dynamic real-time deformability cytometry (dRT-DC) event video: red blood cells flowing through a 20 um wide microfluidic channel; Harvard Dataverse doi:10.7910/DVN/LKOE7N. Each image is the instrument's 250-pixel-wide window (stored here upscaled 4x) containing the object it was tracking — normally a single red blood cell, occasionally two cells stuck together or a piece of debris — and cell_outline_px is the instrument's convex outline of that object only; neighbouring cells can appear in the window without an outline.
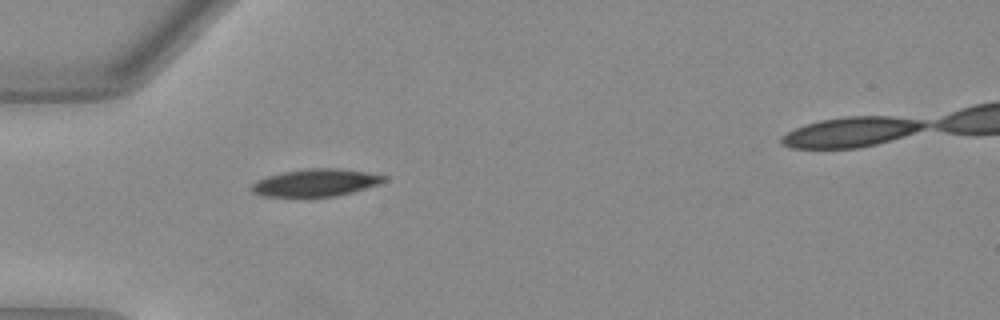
{"species": "Egyptian fruit bat (a non-hibernating species)", "species_latin": "Rousettus aegyptiacus", "temperature_condition": "warm", "stored_images_in_passage": 30, "camera_frame_rate_fps": 3000, "um_per_image_px": 0.085, "animal": {"sex": "female"}, "frame": {"image": 1, "passage_image": 1, "time_ms": 0.0, "image_size_px": [1000, 320], "cell_outline_px": [[388, 180], [352, 192], [336, 196], [260, 196], [252, 192], [252, 184], [256, 180], [268, 176], [284, 172], [308, 168], [340, 168], [388, 176]], "centroid_in_image_um": [26.83, 15.52], "position_along_channel_um": 58.2, "area_um2": 20.87}}
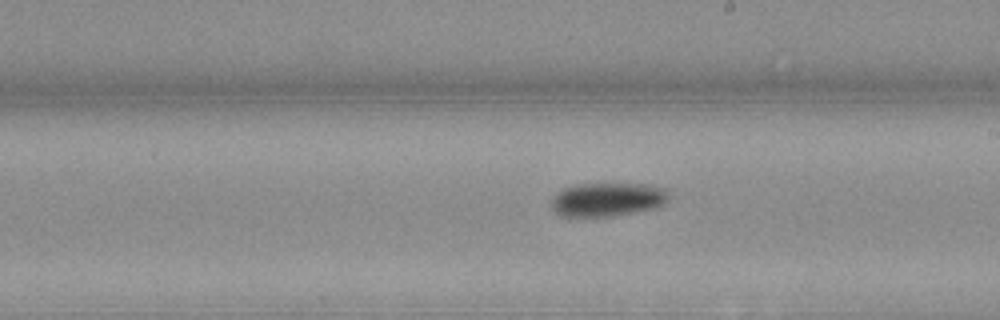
{"frame": {"image": 2, "passage_image": 15, "time_ms": 4.667, "image_size_px": [1000, 320], "cell_outline_px": [[668, 200], [664, 204], [652, 208], [612, 216], [560, 216], [552, 208], [552, 196], [564, 188], [576, 184], [652, 184], [668, 188]], "centroid_in_image_um": [51.65, 16.94], "position_along_channel_um": 237.3, "area_um2": 23.06}}
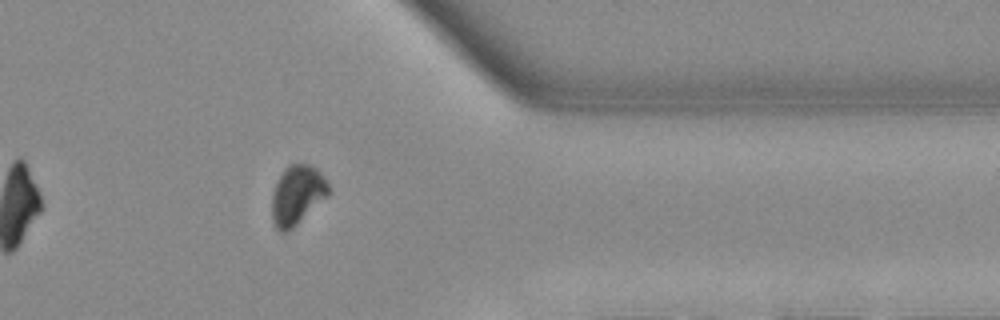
{"frame": {"image": 3, "passage_image": 27, "time_ms": 8.667, "image_size_px": [1000, 320], "cell_outline_px": [[328, 196], [288, 232], [280, 232], [272, 224], [272, 192], [284, 168], [288, 164], [308, 164], [316, 168], [324, 176], [328, 184]], "centroid_in_image_um": [25.24, 16.59], "position_along_channel_um": 386.2, "area_um2": 19.59}, "authors_computed_cell_mechanics": {"area_um2": 22.0796, "velocity_mm_per_s": 3.9984, "shape_relaxation_time_tau1_ms": 2.9173, "shape_relaxation_time_tau2_ms": null, "deformation_change_tau1": 0.1193, "deformation_change_tau2": null}}